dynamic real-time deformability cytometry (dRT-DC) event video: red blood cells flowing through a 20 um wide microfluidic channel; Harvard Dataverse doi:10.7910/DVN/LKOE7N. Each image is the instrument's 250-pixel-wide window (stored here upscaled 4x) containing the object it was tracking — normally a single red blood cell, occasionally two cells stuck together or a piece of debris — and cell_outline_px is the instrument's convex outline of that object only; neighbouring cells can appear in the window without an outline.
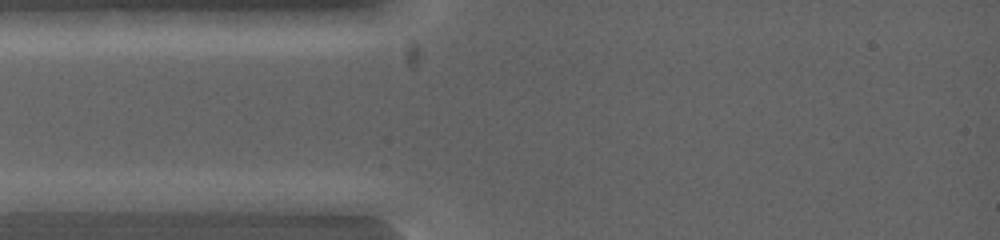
{"species": "common noctule bat (a hibernating species)", "species_latin": "Nyctalus noctula", "temperature_condition": "warm", "stored_images_in_passage": 3, "camera_frame_rate_fps": 5000, "um_per_image_px": 0.085, "animal": {"sex": "female", "body_mass_g": 19.0, "forearm_length_mm": 53.3}, "frame": {"image": 1, "passage_image": 1, "time_ms": 0.0, "image_size_px": [1000, 240], "cell_outline_px": [[140, 212], [60, 212], [44, 200], [100, 192], [128, 192], [140, 204]], "centroid_in_image_um": [8.24, 17.25], "position_along_channel_um": 76.8, "area_um2": 11.04}}